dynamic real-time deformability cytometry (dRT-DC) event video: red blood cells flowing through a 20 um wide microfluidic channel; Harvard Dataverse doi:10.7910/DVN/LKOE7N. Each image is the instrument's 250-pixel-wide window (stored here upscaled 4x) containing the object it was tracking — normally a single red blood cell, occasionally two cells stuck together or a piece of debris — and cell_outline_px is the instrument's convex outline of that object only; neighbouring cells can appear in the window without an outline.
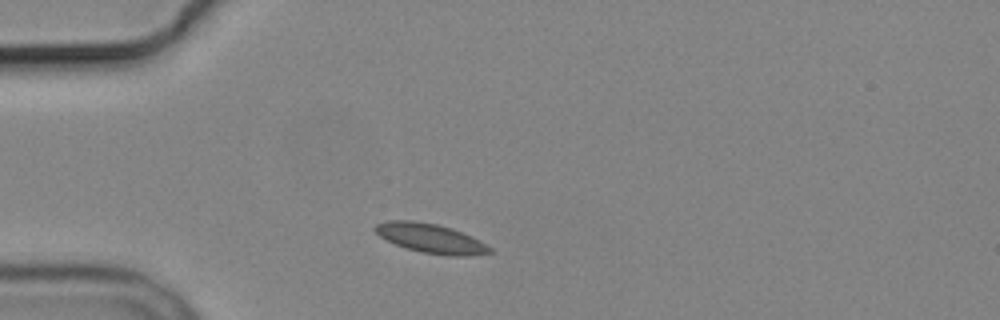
{"species": "common noctule bat (a hibernating species)", "species_latin": "Nyctalus noctula", "temperature_condition": "cold", "stored_images_in_passage": 5, "camera_frame_rate_fps": 3000, "um_per_image_px": 0.085, "animal": {"sex": "male", "body_mass_g": 19.2, "forearm_length_mm": 51.8}, "frame": {"image": 1, "passage_image": 1, "time_ms": 0.0, "image_size_px": [1000, 320], "cell_outline_px": [[492, 252], [468, 256], [448, 256], [420, 252], [396, 244], [380, 236], [372, 228], [376, 224], [388, 220], [412, 220], [436, 224], [452, 228], [472, 236], [480, 240], [492, 248]], "centroid_in_image_um": [36.63, 20.25], "position_along_channel_um": 48.4, "area_um2": 19.59}}
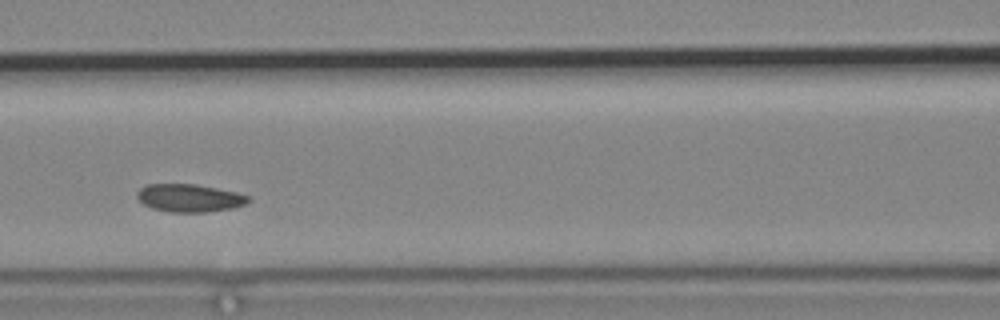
{"frame": {"image": 2, "passage_image": 4, "time_ms": 3.333, "image_size_px": [1000, 320], "cell_outline_px": [[248, 200], [244, 204], [232, 208], [208, 212], [168, 212], [152, 208], [144, 204], [136, 196], [136, 192], [140, 188], [148, 184], [196, 184], [236, 192], [248, 196]], "centroid_in_image_um": [16.06, 16.83], "position_along_channel_um": 150.5, "area_um2": 17.92}}
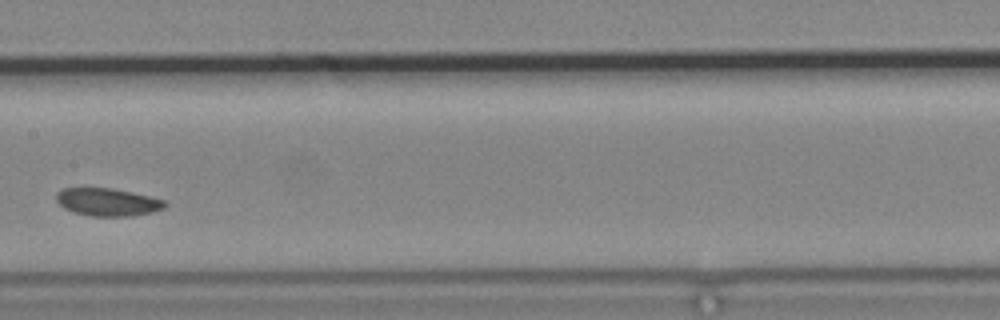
{"frame": {"image": 3, "passage_image": 5, "time_ms": 4.667, "image_size_px": [1000, 320], "cell_outline_px": [[168, 204], [164, 208], [152, 212], [132, 216], [92, 216], [72, 212], [64, 208], [56, 200], [56, 192], [60, 188], [112, 188], [132, 192], [164, 200]], "centroid_in_image_um": [9.12, 17.17], "position_along_channel_um": 198.3, "area_um2": 17.63}}